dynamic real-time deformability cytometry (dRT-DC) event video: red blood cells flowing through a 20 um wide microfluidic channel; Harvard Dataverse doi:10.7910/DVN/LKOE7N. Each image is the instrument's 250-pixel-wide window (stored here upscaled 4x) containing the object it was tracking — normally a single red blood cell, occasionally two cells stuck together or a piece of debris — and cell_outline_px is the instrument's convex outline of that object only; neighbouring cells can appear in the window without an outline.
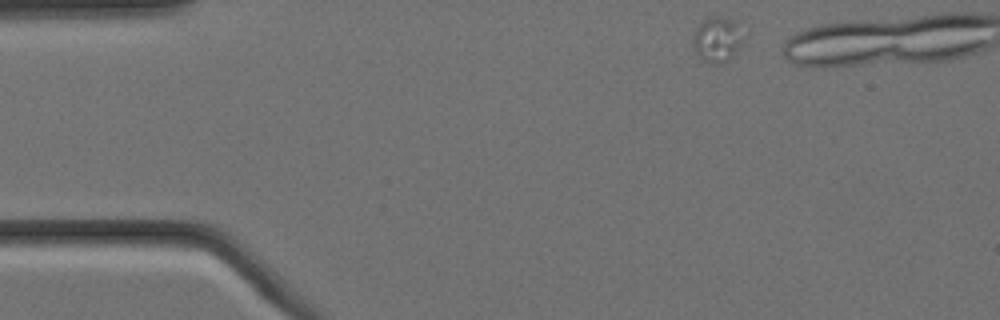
{"species": "Egyptian fruit bat (a non-hibernating species)", "species_latin": "Rousettus aegyptiacus", "temperature_condition": "cold", "stored_images_in_passage": 4, "camera_frame_rate_fps": 3000, "um_per_image_px": 0.085, "animal": {"sex": "female"}, "frame": {"image": 1, "passage_image": 1, "time_ms": 0.0, "image_size_px": [1000, 320], "cell_outline_px": [[740, 44], [732, 56], [728, 60], [716, 64], [708, 64], [696, 52], [692, 44], [692, 40], [696, 28], [708, 16], [716, 16], [732, 20], [736, 24], [740, 40]], "centroid_in_image_um": [60.87, 3.37], "position_along_channel_um": 24.1, "area_um2": 12.6}}